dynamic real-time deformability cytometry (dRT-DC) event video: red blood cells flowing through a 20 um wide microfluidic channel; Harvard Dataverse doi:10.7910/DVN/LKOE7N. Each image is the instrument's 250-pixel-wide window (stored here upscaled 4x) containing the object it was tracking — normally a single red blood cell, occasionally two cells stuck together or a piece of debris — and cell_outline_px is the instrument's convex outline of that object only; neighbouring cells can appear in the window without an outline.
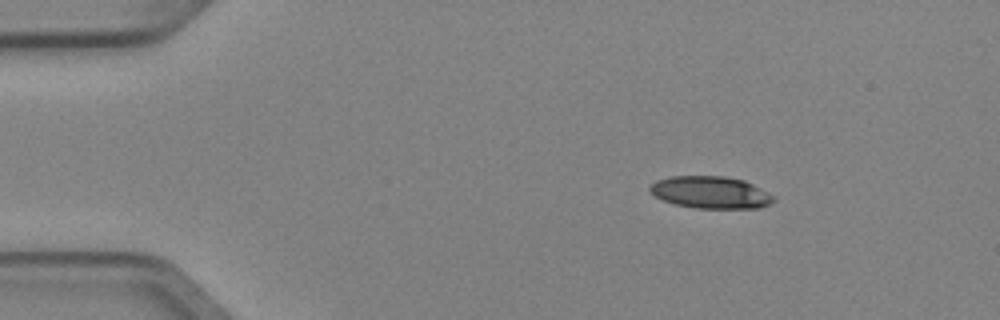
{"species": "Egyptian fruit bat (a non-hibernating species)", "species_latin": "Rousettus aegyptiacus", "temperature_condition": "cold", "stored_images_in_passage": 4, "camera_frame_rate_fps": 3000, "um_per_image_px": 0.085, "animal": {"sex": "female"}, "frame": {"image": 1, "passage_image": 2, "time_ms": 0.333, "image_size_px": [1000, 320], "cell_outline_px": [[776, 200], [760, 208], [696, 208], [676, 204], [664, 200], [648, 192], [648, 188], [656, 180], [672, 176], [724, 176], [744, 180], [776, 196]], "centroid_in_image_um": [60.42, 16.35], "position_along_channel_um": 24.6, "area_um2": 23.18}}